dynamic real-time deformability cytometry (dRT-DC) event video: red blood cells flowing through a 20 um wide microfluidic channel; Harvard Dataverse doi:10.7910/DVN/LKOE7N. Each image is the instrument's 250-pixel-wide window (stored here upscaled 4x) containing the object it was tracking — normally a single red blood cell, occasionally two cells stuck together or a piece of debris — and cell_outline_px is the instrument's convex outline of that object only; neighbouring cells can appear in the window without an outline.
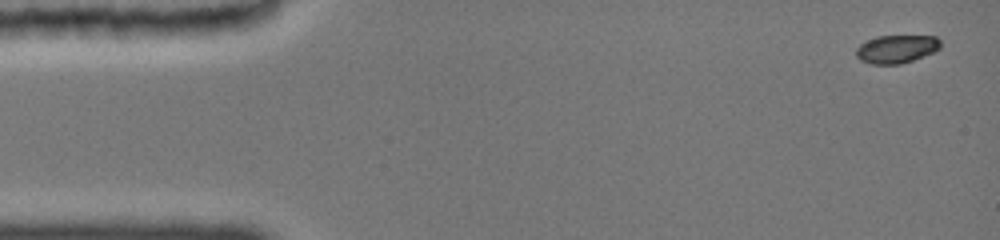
{"species": "common noctule bat (a hibernating species)", "species_latin": "Nyctalus noctula", "temperature_condition": "cold", "stored_images_in_passage": 42, "camera_frame_rate_fps": 3000, "um_per_image_px": 0.085, "animal": {"sex": "female", "body_mass_g": 19.0, "forearm_length_mm": 51.5}, "frame": {"image": 1, "passage_image": 1, "time_ms": 0.0, "image_size_px": [1000, 240], "cell_outline_px": [[940, 48], [924, 56], [900, 64], [872, 64], [860, 60], [856, 56], [856, 48], [860, 44], [876, 36], [936, 36], [940, 40]], "centroid_in_image_um": [76.18, 4.16], "position_along_channel_um": 8.8, "area_um2": 13.76}}
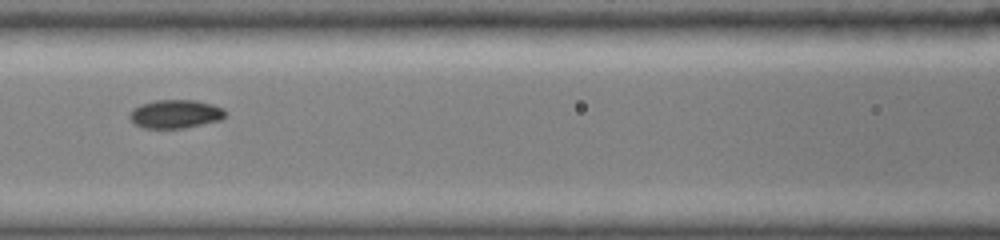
{"frame": {"image": 2, "passage_image": 19, "time_ms": 6.667, "image_size_px": [1000, 240], "cell_outline_px": [[224, 116], [220, 120], [180, 128], [148, 128], [136, 124], [128, 116], [128, 112], [132, 108], [140, 104], [156, 100], [196, 100], [212, 104], [220, 108], [224, 112]], "centroid_in_image_um": [14.84, 9.67], "position_along_channel_um": 151.8, "area_um2": 15.61}}
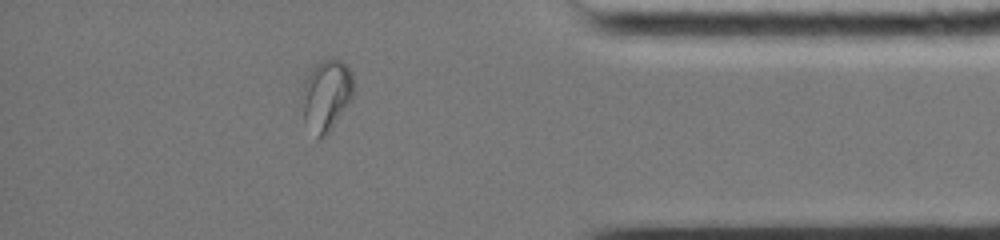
{"frame": {"image": 3, "passage_image": 36, "time_ms": 13.667, "image_size_px": [1000, 240], "cell_outline_px": [[352, 96], [328, 132], [320, 140], [316, 140], [304, 120], [300, 96], [304, 80], [312, 68], [320, 60], [340, 60], [348, 68], [352, 76]], "centroid_in_image_um": [27.66, 8.12], "position_along_channel_um": 407.5, "area_um2": 21.1}, "authors_computed_cell_mechanics": {"area_um2": 15.4904, "velocity_mm_per_s": 3.8772, "shape_relaxation_time_tau1_ms": 2.9423, "shape_relaxation_time_tau2_ms": 3.0111, "deformation_change_tau1": 0.1256, "deformation_change_tau2": 0.0237}}